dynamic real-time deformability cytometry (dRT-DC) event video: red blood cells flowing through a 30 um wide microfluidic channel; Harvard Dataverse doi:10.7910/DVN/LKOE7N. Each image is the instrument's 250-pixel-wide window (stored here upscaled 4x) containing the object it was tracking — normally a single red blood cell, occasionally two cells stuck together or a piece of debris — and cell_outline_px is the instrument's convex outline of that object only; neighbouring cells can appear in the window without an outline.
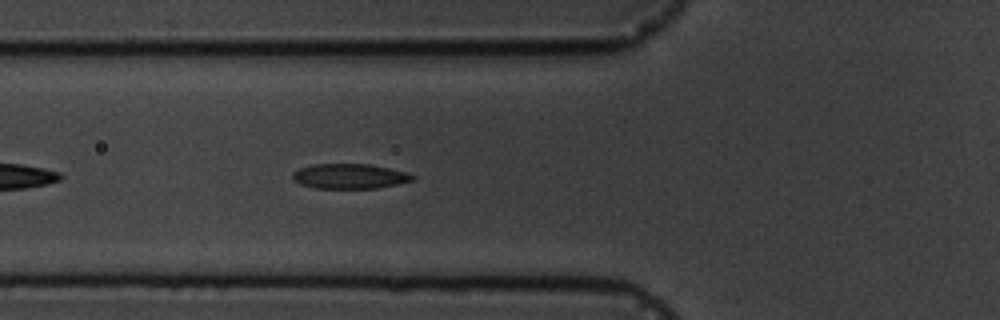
{"species": "common noctule bat (a hibernating species)", "species_latin": "Nyctalus noctula", "temperature_condition": "cold", "stored_images_in_passage": 5, "camera_frame_rate_fps": 3000, "um_per_image_px": 0.085, "animal": {"sex": "male", "body_mass_g": 19.5, "forearm_length_mm": 54.6}, "frame": {"image": 1, "passage_image": 5, "time_ms": 5.333, "image_size_px": [1000, 320], "cell_outline_px": [[416, 180], [376, 188], [316, 188], [300, 184], [292, 176], [292, 172], [300, 168], [312, 164], [368, 164], [408, 172], [416, 176]], "centroid_in_image_um": [29.75, 14.97], "position_along_channel_um": 96.1, "area_um2": 17.4}}